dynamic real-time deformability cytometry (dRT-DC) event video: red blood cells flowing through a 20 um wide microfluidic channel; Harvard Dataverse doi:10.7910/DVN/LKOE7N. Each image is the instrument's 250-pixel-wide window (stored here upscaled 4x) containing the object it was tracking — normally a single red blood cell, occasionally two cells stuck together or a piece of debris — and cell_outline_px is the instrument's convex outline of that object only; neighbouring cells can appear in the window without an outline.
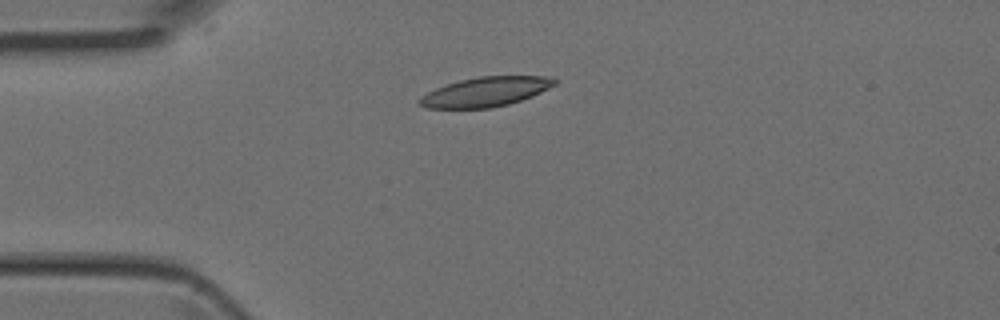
{"species": "Egyptian fruit bat (a non-hibernating species)", "species_latin": "Rousettus aegyptiacus", "temperature_condition": "room temperature", "stored_images_in_passage": 3, "camera_frame_rate_fps": 3000, "um_per_image_px": 0.085, "animal": {"sex": "female"}, "frame": {"image": 1, "passage_image": 2, "time_ms": 0.333, "image_size_px": [1000, 320], "cell_outline_px": [[556, 84], [532, 96], [508, 104], [488, 108], [428, 108], [420, 104], [416, 100], [420, 96], [436, 88], [460, 80], [480, 76], [544, 76], [556, 80]], "centroid_in_image_um": [41.24, 7.8], "position_along_channel_um": 43.8, "area_um2": 22.95}}